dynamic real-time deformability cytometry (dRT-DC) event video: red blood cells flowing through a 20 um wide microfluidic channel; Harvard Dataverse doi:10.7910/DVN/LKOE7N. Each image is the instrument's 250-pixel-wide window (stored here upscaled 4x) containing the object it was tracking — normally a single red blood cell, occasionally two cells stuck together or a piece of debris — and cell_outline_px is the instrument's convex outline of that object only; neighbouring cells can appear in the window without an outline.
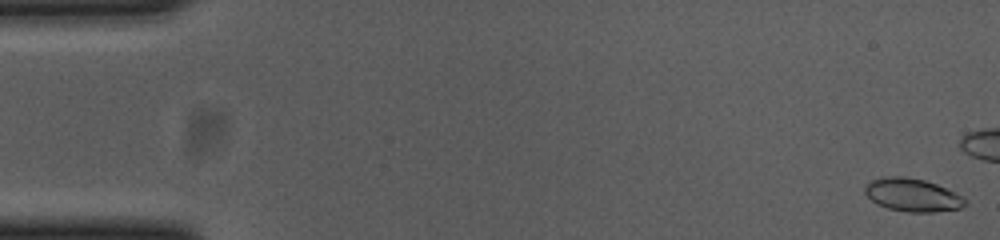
{"species": "common noctule bat (a hibernating species)", "species_latin": "Nyctalus noctula", "temperature_condition": "cold", "stored_images_in_passage": 43, "camera_frame_rate_fps": 3000, "um_per_image_px": 0.085, "animal": {"sex": "female", "body_mass_g": 23.0, "forearm_length_mm": 53.4}, "frame": {"image": 1, "passage_image": 1, "time_ms": 0.0, "image_size_px": [1000, 240], "cell_outline_px": [[968, 204], [960, 208], [932, 212], [908, 212], [888, 208], [876, 204], [864, 192], [864, 188], [872, 180], [880, 176], [904, 176], [924, 180], [936, 184], [956, 192], [964, 196], [968, 200]], "centroid_in_image_um": [77.59, 16.57], "position_along_channel_um": 7.4, "area_um2": 19.48}}
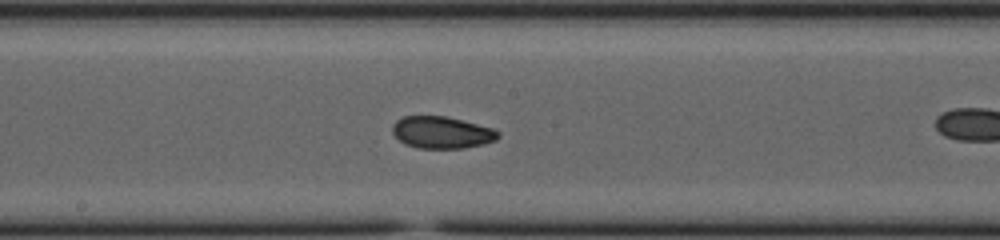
{"frame": {"image": 2, "passage_image": 29, "time_ms": 9.333, "image_size_px": [1000, 240], "cell_outline_px": [[500, 136], [496, 140], [484, 144], [464, 148], [416, 148], [404, 144], [392, 132], [392, 124], [396, 120], [404, 116], [448, 116], [492, 128], [500, 132]], "centroid_in_image_um": [37.55, 11.26], "position_along_channel_um": 210.6, "area_um2": 19.83}}
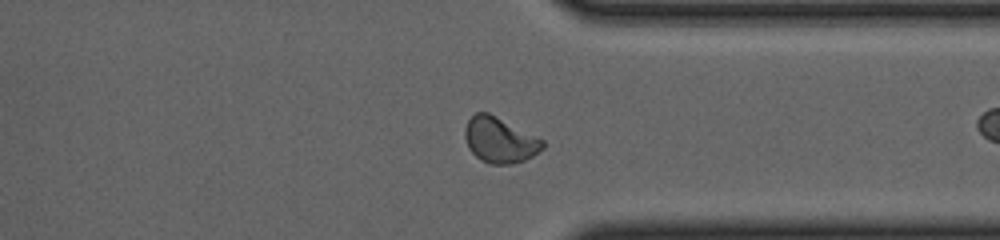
{"frame": {"image": 3, "passage_image": 42, "time_ms": 13.667, "image_size_px": [1000, 240], "cell_outline_px": [[544, 148], [532, 156], [524, 160], [512, 164], [488, 164], [480, 160], [468, 148], [464, 136], [464, 128], [468, 120], [476, 112], [488, 112], [544, 140]], "centroid_in_image_um": [42.46, 11.91], "position_along_channel_um": 368.9, "area_um2": 20.63}}